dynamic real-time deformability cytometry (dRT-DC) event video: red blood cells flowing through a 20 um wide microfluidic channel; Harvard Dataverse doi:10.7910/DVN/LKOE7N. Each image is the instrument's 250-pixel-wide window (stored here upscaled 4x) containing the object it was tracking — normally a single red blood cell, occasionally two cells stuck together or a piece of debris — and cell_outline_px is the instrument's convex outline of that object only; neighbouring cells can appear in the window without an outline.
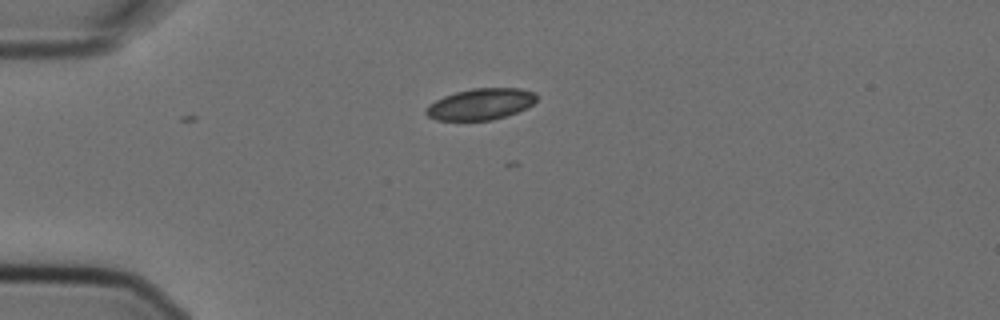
{"species": "Egyptian fruit bat (a non-hibernating species)", "species_latin": "Rousettus aegyptiacus", "temperature_condition": "cold", "stored_images_in_passage": 3, "camera_frame_rate_fps": 3000, "um_per_image_px": 0.085, "animal": {"sex": "female"}, "frame": {"image": 1, "passage_image": 1, "time_ms": 0.0, "image_size_px": [1000, 320], "cell_outline_px": [[536, 100], [528, 108], [492, 120], [436, 120], [428, 116], [424, 112], [424, 108], [428, 104], [444, 96], [456, 92], [472, 88], [520, 88], [536, 92]], "centroid_in_image_um": [40.84, 8.84], "position_along_channel_um": 44.2, "area_um2": 20.23}}